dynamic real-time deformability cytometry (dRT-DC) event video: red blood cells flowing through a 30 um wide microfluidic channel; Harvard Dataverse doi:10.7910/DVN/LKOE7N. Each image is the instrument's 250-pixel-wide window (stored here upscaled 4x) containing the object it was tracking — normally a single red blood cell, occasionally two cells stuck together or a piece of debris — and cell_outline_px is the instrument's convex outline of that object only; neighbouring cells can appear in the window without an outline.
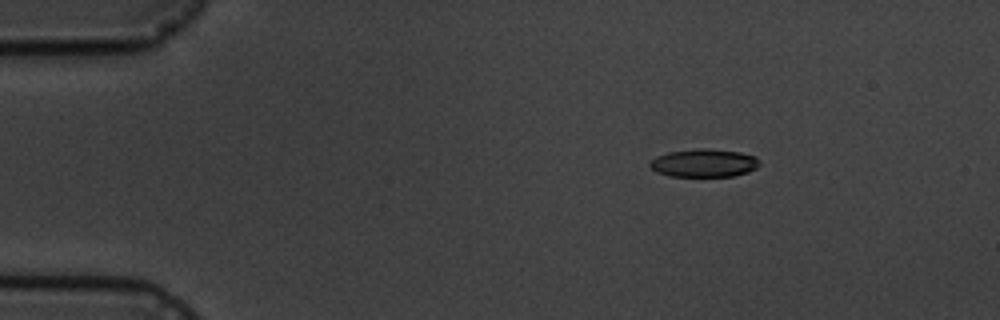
{"species": "common noctule bat (a hibernating species)", "species_latin": "Nyctalus noctula", "temperature_condition": "cold", "stored_images_in_passage": 4, "camera_frame_rate_fps": 3000, "um_per_image_px": 0.085, "animal": {"sex": "male", "body_mass_g": 19.5, "forearm_length_mm": 54.6}, "frame": {"image": 1, "passage_image": 1, "time_ms": 0.0, "image_size_px": [1000, 320], "cell_outline_px": [[760, 164], [756, 168], [748, 172], [732, 176], [672, 176], [656, 172], [648, 164], [656, 156], [668, 152], [700, 148], [708, 148], [740, 152], [756, 156]], "centroid_in_image_um": [59.85, 13.85], "position_along_channel_um": 25.2, "area_um2": 17.92}}
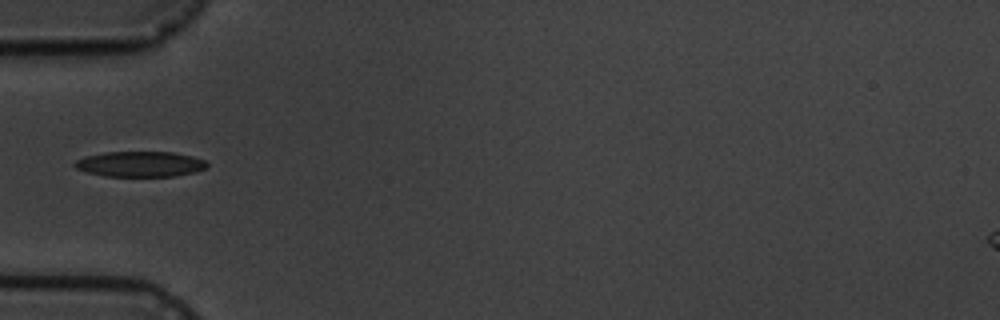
{"frame": {"image": 2, "passage_image": 4, "time_ms": 3.333, "image_size_px": [1000, 320], "cell_outline_px": [[208, 168], [196, 172], [172, 176], [104, 176], [88, 172], [76, 168], [72, 164], [76, 160], [88, 156], [108, 152], [172, 152], [192, 156], [204, 160], [208, 164]], "centroid_in_image_um": [11.95, 13.95], "position_along_channel_um": 73.1, "area_um2": 19.48}}